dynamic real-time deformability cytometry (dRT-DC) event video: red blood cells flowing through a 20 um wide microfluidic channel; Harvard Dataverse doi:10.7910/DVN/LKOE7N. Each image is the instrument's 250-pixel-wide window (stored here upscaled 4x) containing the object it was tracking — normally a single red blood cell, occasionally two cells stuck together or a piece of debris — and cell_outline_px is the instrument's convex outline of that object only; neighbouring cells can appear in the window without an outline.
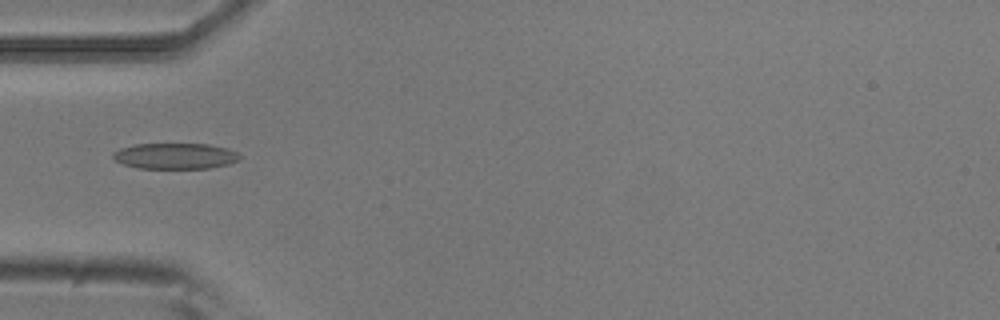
{"species": "common noctule bat (a hibernating species)", "species_latin": "Nyctalus noctula", "temperature_condition": "room temperature", "stored_images_in_passage": 6, "camera_frame_rate_fps": 3000, "um_per_image_px": 0.085, "animal": {"sex": "male", "body_mass_g": 20.5, "forearm_length_mm": 52.5}, "frame": {"image": 1, "passage_image": 6, "time_ms": 1.667, "image_size_px": [1000, 320], "cell_outline_px": [[240, 156], [236, 160], [228, 164], [208, 168], [136, 168], [124, 164], [116, 160], [112, 156], [112, 152], [120, 148], [136, 144], [208, 144], [228, 148], [236, 152]], "centroid_in_image_um": [14.86, 13.25], "position_along_channel_um": 70.1, "area_um2": 18.96}}